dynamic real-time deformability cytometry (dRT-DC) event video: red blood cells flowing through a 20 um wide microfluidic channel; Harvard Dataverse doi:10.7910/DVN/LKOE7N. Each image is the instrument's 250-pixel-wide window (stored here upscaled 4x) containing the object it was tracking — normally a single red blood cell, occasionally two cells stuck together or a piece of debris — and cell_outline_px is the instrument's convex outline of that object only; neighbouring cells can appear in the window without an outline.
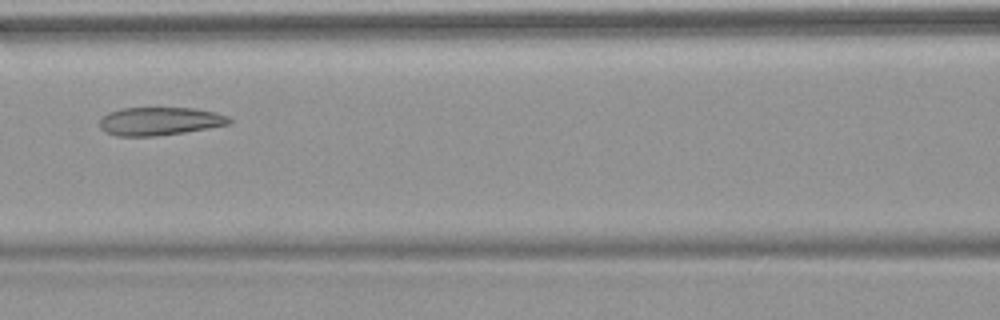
{"species": "common noctule bat (a hibernating species)", "species_latin": "Nyctalus noctula", "temperature_condition": "warm", "stored_images_in_passage": 5, "camera_frame_rate_fps": 3000, "um_per_image_px": 0.085, "animal": {"sex": "female", "body_mass_g": 18.4}, "frame": {"image": 1, "passage_image": 5, "time_ms": 4.667, "image_size_px": [1000, 320], "cell_outline_px": [[232, 120], [228, 124], [208, 128], [184, 132], [156, 136], [116, 136], [104, 132], [100, 128], [100, 120], [108, 112], [120, 108], [192, 108], [216, 112], [228, 116]], "centroid_in_image_um": [13.55, 10.3], "position_along_channel_um": 153.1, "area_um2": 21.27}}